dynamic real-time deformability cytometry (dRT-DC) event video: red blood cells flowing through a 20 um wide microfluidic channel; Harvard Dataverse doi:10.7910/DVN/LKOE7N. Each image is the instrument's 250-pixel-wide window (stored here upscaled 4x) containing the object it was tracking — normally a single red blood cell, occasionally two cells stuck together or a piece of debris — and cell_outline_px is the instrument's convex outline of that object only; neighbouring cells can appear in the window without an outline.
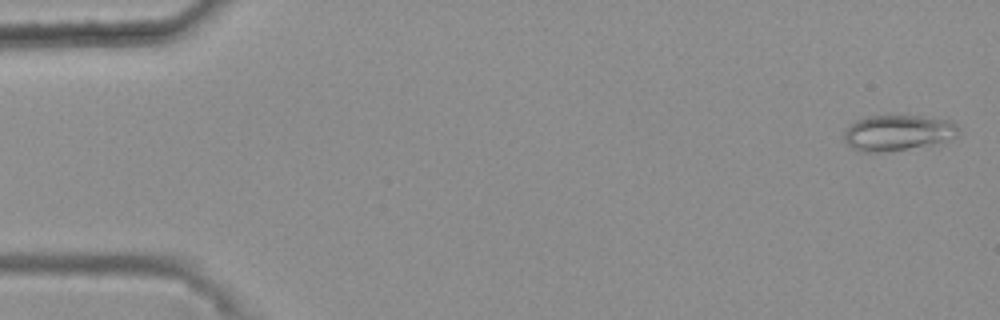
{"species": "common noctule bat (a hibernating species)", "species_latin": "Nyctalus noctula", "temperature_condition": "warm", "stored_images_in_passage": 49, "camera_frame_rate_fps": 3000, "um_per_image_px": 0.085, "animal": {"sex": "female", "body_mass_g": 25.1}, "frame": {"image": 1, "passage_image": 2, "time_ms": 0.333, "image_size_px": [1000, 320], "cell_outline_px": [[956, 136], [932, 144], [884, 152], [860, 152], [852, 148], [844, 140], [844, 132], [856, 120], [864, 116], [920, 116], [948, 120], [956, 124]], "centroid_in_image_um": [76.24, 11.28], "position_along_channel_um": 8.8, "area_um2": 23.35}}
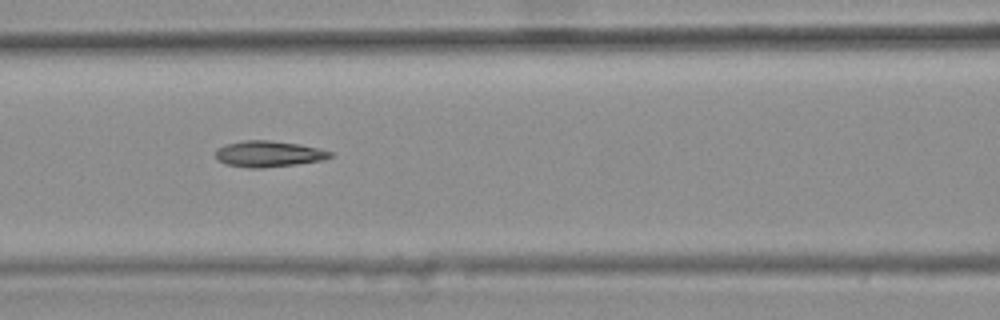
{"frame": {"image": 2, "passage_image": 24, "time_ms": 7.667, "image_size_px": [1000, 320], "cell_outline_px": [[332, 156], [324, 160], [296, 164], [260, 168], [248, 168], [228, 164], [216, 160], [216, 148], [224, 144], [244, 140], [268, 140], [300, 144], [332, 152]], "centroid_in_image_um": [22.79, 13.07], "position_along_channel_um": 143.8, "area_um2": 17.4}}
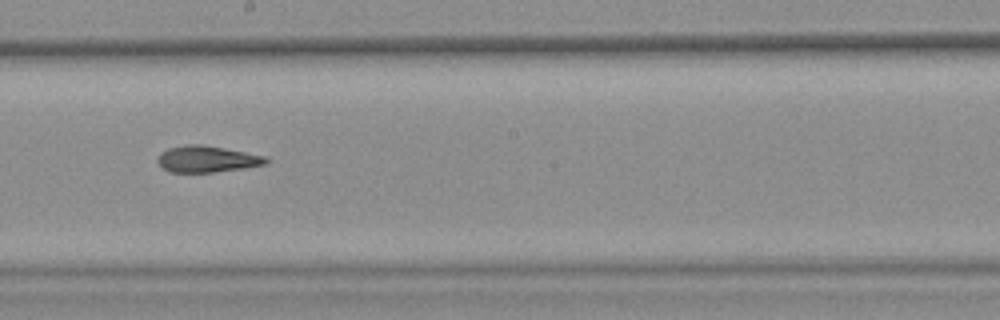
{"frame": {"image": 3, "passage_image": 31, "time_ms": 10.0, "image_size_px": [1000, 320], "cell_outline_px": [[268, 160], [264, 164], [244, 168], [212, 172], [168, 172], [156, 160], [160, 152], [168, 148], [184, 144], [200, 144], [224, 148], [264, 156]], "centroid_in_image_um": [17.53, 13.51], "position_along_channel_um": 230.7, "area_um2": 16.53}, "authors_computed_cell_mechanics": {"area_um2": 17.34, "velocity_mm_per_s": 3.7288, "shape_relaxation_time_tau1_ms": null, "shape_relaxation_time_tau2_ms": 4.99, "deformation_change_tau1": null, "deformation_change_tau2": 0.1259}}